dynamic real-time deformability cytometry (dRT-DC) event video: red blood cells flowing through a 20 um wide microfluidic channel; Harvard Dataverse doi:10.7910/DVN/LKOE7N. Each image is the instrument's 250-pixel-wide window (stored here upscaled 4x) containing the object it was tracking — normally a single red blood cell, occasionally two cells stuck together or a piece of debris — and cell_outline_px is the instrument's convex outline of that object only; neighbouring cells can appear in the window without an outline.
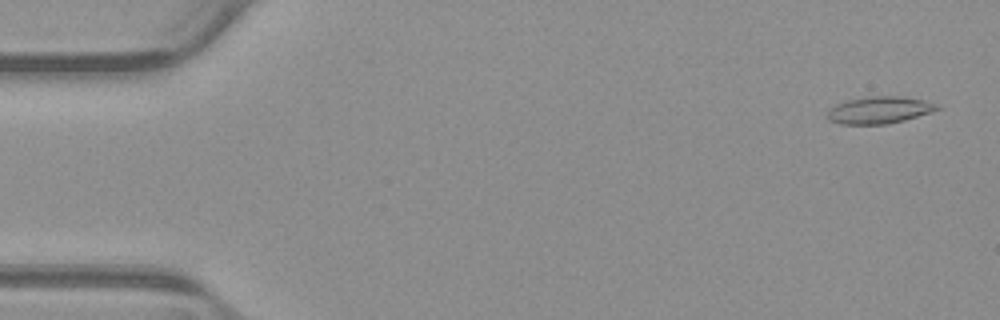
{"species": "common noctule bat (a hibernating species)", "species_latin": "Nyctalus noctula", "temperature_condition": "warm", "stored_images_in_passage": 53, "camera_frame_rate_fps": 3000, "um_per_image_px": 0.085, "animal": {"sex": "male", "body_mass_g": 23.1, "forearm_length_mm": 52.7}, "frame": {"image": 1, "passage_image": 2, "time_ms": 0.333, "image_size_px": [1000, 320], "cell_outline_px": [[940, 108], [932, 112], [904, 120], [888, 124], [840, 124], [828, 120], [828, 112], [836, 104], [848, 100], [872, 96], [900, 96], [924, 100], [936, 104]], "centroid_in_image_um": [74.75, 9.36], "position_along_channel_um": 10.2, "area_um2": 17.11}}
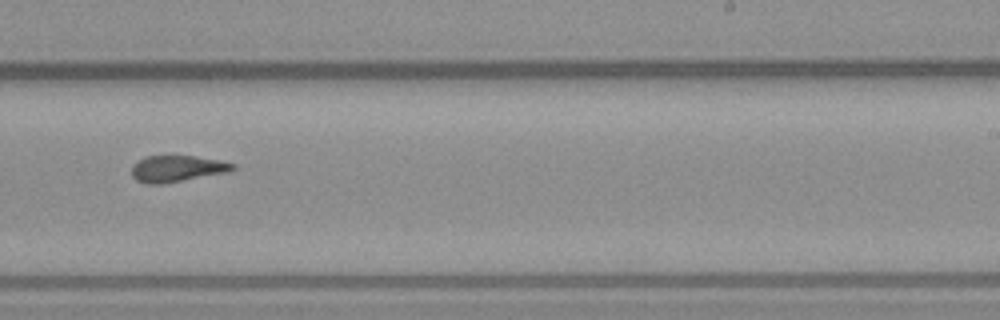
{"frame": {"image": 2, "passage_image": 33, "time_ms": 10.667, "image_size_px": [1000, 320], "cell_outline_px": [[236, 168], [228, 172], [160, 184], [148, 184], [136, 180], [132, 176], [132, 164], [136, 160], [144, 156], [196, 156], [220, 160], [236, 164]], "centroid_in_image_um": [15.03, 14.32], "position_along_channel_um": 274.0, "area_um2": 15.61}}
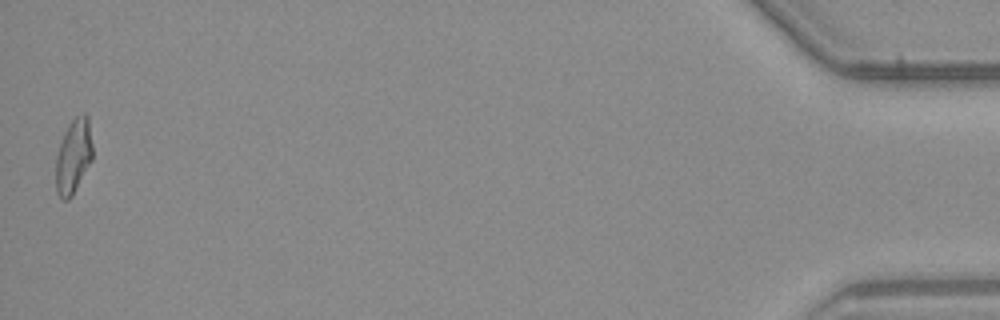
{"frame": {"image": 3, "passage_image": 53, "time_ms": 17.333, "image_size_px": [1000, 320], "cell_outline_px": [[92, 160], [72, 196], [68, 200], [64, 200], [56, 192], [56, 156], [64, 132], [68, 124], [76, 116], [84, 112], [88, 116], [92, 144]], "centroid_in_image_um": [6.25, 13.26], "position_along_channel_um": 429.0, "area_um2": 15.95}, "authors_computed_cell_mechanics": {"area_um2": 16.1262, "velocity_mm_per_s": 3.856, "shape_relaxation_time_tau1_ms": null, "shape_relaxation_time_tau2_ms": 2.842, "deformation_change_tau1": null, "deformation_change_tau2": 0.1163}}